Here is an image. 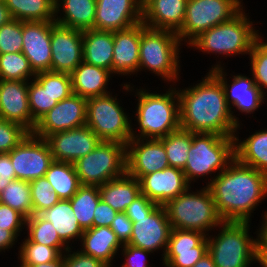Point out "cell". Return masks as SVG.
I'll list each match as a JSON object with an SVG mask.
<instances>
[{
    "mask_svg": "<svg viewBox=\"0 0 267 267\" xmlns=\"http://www.w3.org/2000/svg\"><path fill=\"white\" fill-rule=\"evenodd\" d=\"M28 98L30 113L35 122L57 104L55 98H53L35 79L29 81Z\"/></svg>",
    "mask_w": 267,
    "mask_h": 267,
    "instance_id": "43",
    "label": "cell"
},
{
    "mask_svg": "<svg viewBox=\"0 0 267 267\" xmlns=\"http://www.w3.org/2000/svg\"><path fill=\"white\" fill-rule=\"evenodd\" d=\"M80 252L100 260L108 267L114 266V258L123 244L108 226L92 227L83 231Z\"/></svg>",
    "mask_w": 267,
    "mask_h": 267,
    "instance_id": "26",
    "label": "cell"
},
{
    "mask_svg": "<svg viewBox=\"0 0 267 267\" xmlns=\"http://www.w3.org/2000/svg\"><path fill=\"white\" fill-rule=\"evenodd\" d=\"M0 203L8 205L21 213L26 219L33 215L30 183L23 180H12L1 192Z\"/></svg>",
    "mask_w": 267,
    "mask_h": 267,
    "instance_id": "38",
    "label": "cell"
},
{
    "mask_svg": "<svg viewBox=\"0 0 267 267\" xmlns=\"http://www.w3.org/2000/svg\"><path fill=\"white\" fill-rule=\"evenodd\" d=\"M19 267H63V254L55 261L48 263H40L31 266H19Z\"/></svg>",
    "mask_w": 267,
    "mask_h": 267,
    "instance_id": "59",
    "label": "cell"
},
{
    "mask_svg": "<svg viewBox=\"0 0 267 267\" xmlns=\"http://www.w3.org/2000/svg\"><path fill=\"white\" fill-rule=\"evenodd\" d=\"M251 222L224 221L217 236L207 235L208 253L216 267H251L255 264L257 238L250 235Z\"/></svg>",
    "mask_w": 267,
    "mask_h": 267,
    "instance_id": "8",
    "label": "cell"
},
{
    "mask_svg": "<svg viewBox=\"0 0 267 267\" xmlns=\"http://www.w3.org/2000/svg\"><path fill=\"white\" fill-rule=\"evenodd\" d=\"M81 185L101 186L126 173V145L100 141L93 151L74 162Z\"/></svg>",
    "mask_w": 267,
    "mask_h": 267,
    "instance_id": "10",
    "label": "cell"
},
{
    "mask_svg": "<svg viewBox=\"0 0 267 267\" xmlns=\"http://www.w3.org/2000/svg\"><path fill=\"white\" fill-rule=\"evenodd\" d=\"M250 69L255 84L265 92L267 90V45L259 38L249 53Z\"/></svg>",
    "mask_w": 267,
    "mask_h": 267,
    "instance_id": "44",
    "label": "cell"
},
{
    "mask_svg": "<svg viewBox=\"0 0 267 267\" xmlns=\"http://www.w3.org/2000/svg\"><path fill=\"white\" fill-rule=\"evenodd\" d=\"M109 70L82 61L71 73L73 94L89 99L110 93L108 84L112 79Z\"/></svg>",
    "mask_w": 267,
    "mask_h": 267,
    "instance_id": "27",
    "label": "cell"
},
{
    "mask_svg": "<svg viewBox=\"0 0 267 267\" xmlns=\"http://www.w3.org/2000/svg\"><path fill=\"white\" fill-rule=\"evenodd\" d=\"M234 159V136L192 132V145L188 151V159L183 172L190 186L197 179L203 177V180L204 177L210 175V179L208 177L206 179V186H208ZM212 174L214 176L211 177Z\"/></svg>",
    "mask_w": 267,
    "mask_h": 267,
    "instance_id": "5",
    "label": "cell"
},
{
    "mask_svg": "<svg viewBox=\"0 0 267 267\" xmlns=\"http://www.w3.org/2000/svg\"><path fill=\"white\" fill-rule=\"evenodd\" d=\"M26 218L8 205L0 203V228L10 230L17 238L25 229ZM23 229V230H22Z\"/></svg>",
    "mask_w": 267,
    "mask_h": 267,
    "instance_id": "47",
    "label": "cell"
},
{
    "mask_svg": "<svg viewBox=\"0 0 267 267\" xmlns=\"http://www.w3.org/2000/svg\"><path fill=\"white\" fill-rule=\"evenodd\" d=\"M54 161L74 163L100 143V139L87 125L48 135Z\"/></svg>",
    "mask_w": 267,
    "mask_h": 267,
    "instance_id": "18",
    "label": "cell"
},
{
    "mask_svg": "<svg viewBox=\"0 0 267 267\" xmlns=\"http://www.w3.org/2000/svg\"><path fill=\"white\" fill-rule=\"evenodd\" d=\"M266 93H267V90L264 92L265 99L267 100V97H266L267 94Z\"/></svg>",
    "mask_w": 267,
    "mask_h": 267,
    "instance_id": "62",
    "label": "cell"
},
{
    "mask_svg": "<svg viewBox=\"0 0 267 267\" xmlns=\"http://www.w3.org/2000/svg\"><path fill=\"white\" fill-rule=\"evenodd\" d=\"M55 21H22V53L35 73L51 71V29Z\"/></svg>",
    "mask_w": 267,
    "mask_h": 267,
    "instance_id": "20",
    "label": "cell"
},
{
    "mask_svg": "<svg viewBox=\"0 0 267 267\" xmlns=\"http://www.w3.org/2000/svg\"><path fill=\"white\" fill-rule=\"evenodd\" d=\"M16 179L32 181L44 177L54 159L48 142L29 133L9 153Z\"/></svg>",
    "mask_w": 267,
    "mask_h": 267,
    "instance_id": "13",
    "label": "cell"
},
{
    "mask_svg": "<svg viewBox=\"0 0 267 267\" xmlns=\"http://www.w3.org/2000/svg\"><path fill=\"white\" fill-rule=\"evenodd\" d=\"M261 217L262 225L256 231V238L264 247H267V211H265Z\"/></svg>",
    "mask_w": 267,
    "mask_h": 267,
    "instance_id": "56",
    "label": "cell"
},
{
    "mask_svg": "<svg viewBox=\"0 0 267 267\" xmlns=\"http://www.w3.org/2000/svg\"><path fill=\"white\" fill-rule=\"evenodd\" d=\"M188 0H149L142 6V23L152 29L177 32L183 25Z\"/></svg>",
    "mask_w": 267,
    "mask_h": 267,
    "instance_id": "25",
    "label": "cell"
},
{
    "mask_svg": "<svg viewBox=\"0 0 267 267\" xmlns=\"http://www.w3.org/2000/svg\"><path fill=\"white\" fill-rule=\"evenodd\" d=\"M29 183L33 215H37L42 211L51 208L60 200L45 176L32 180Z\"/></svg>",
    "mask_w": 267,
    "mask_h": 267,
    "instance_id": "42",
    "label": "cell"
},
{
    "mask_svg": "<svg viewBox=\"0 0 267 267\" xmlns=\"http://www.w3.org/2000/svg\"><path fill=\"white\" fill-rule=\"evenodd\" d=\"M12 19L9 10L7 9V7L5 6V3L2 2L0 3V27L3 24H6L7 22H9Z\"/></svg>",
    "mask_w": 267,
    "mask_h": 267,
    "instance_id": "57",
    "label": "cell"
},
{
    "mask_svg": "<svg viewBox=\"0 0 267 267\" xmlns=\"http://www.w3.org/2000/svg\"><path fill=\"white\" fill-rule=\"evenodd\" d=\"M140 22L130 28L114 31V47L111 74L114 76L136 77L139 69V48L142 29Z\"/></svg>",
    "mask_w": 267,
    "mask_h": 267,
    "instance_id": "24",
    "label": "cell"
},
{
    "mask_svg": "<svg viewBox=\"0 0 267 267\" xmlns=\"http://www.w3.org/2000/svg\"><path fill=\"white\" fill-rule=\"evenodd\" d=\"M245 7L232 19L216 25L192 40L187 46L204 54L223 55L229 58L236 55H249L253 44L259 39V30L250 21ZM248 14V15H247Z\"/></svg>",
    "mask_w": 267,
    "mask_h": 267,
    "instance_id": "4",
    "label": "cell"
},
{
    "mask_svg": "<svg viewBox=\"0 0 267 267\" xmlns=\"http://www.w3.org/2000/svg\"><path fill=\"white\" fill-rule=\"evenodd\" d=\"M18 238L7 229L0 228V252L1 254L6 250L9 251L10 248H13L16 245Z\"/></svg>",
    "mask_w": 267,
    "mask_h": 267,
    "instance_id": "54",
    "label": "cell"
},
{
    "mask_svg": "<svg viewBox=\"0 0 267 267\" xmlns=\"http://www.w3.org/2000/svg\"><path fill=\"white\" fill-rule=\"evenodd\" d=\"M22 239L18 249V266H31L57 260L69 247H49L32 242L27 236ZM24 240V241H23Z\"/></svg>",
    "mask_w": 267,
    "mask_h": 267,
    "instance_id": "37",
    "label": "cell"
},
{
    "mask_svg": "<svg viewBox=\"0 0 267 267\" xmlns=\"http://www.w3.org/2000/svg\"><path fill=\"white\" fill-rule=\"evenodd\" d=\"M121 85V89L127 91L124 94L134 92L137 98L134 112L136 113L134 123L137 125L131 123V139H160L181 128L179 98L174 85L164 90L165 93H157V91L153 93L143 87L135 90V85L132 86L130 82H124Z\"/></svg>",
    "mask_w": 267,
    "mask_h": 267,
    "instance_id": "3",
    "label": "cell"
},
{
    "mask_svg": "<svg viewBox=\"0 0 267 267\" xmlns=\"http://www.w3.org/2000/svg\"><path fill=\"white\" fill-rule=\"evenodd\" d=\"M141 6L146 4L149 0H136Z\"/></svg>",
    "mask_w": 267,
    "mask_h": 267,
    "instance_id": "60",
    "label": "cell"
},
{
    "mask_svg": "<svg viewBox=\"0 0 267 267\" xmlns=\"http://www.w3.org/2000/svg\"><path fill=\"white\" fill-rule=\"evenodd\" d=\"M114 32L89 29L83 31V61L111 72Z\"/></svg>",
    "mask_w": 267,
    "mask_h": 267,
    "instance_id": "30",
    "label": "cell"
},
{
    "mask_svg": "<svg viewBox=\"0 0 267 267\" xmlns=\"http://www.w3.org/2000/svg\"><path fill=\"white\" fill-rule=\"evenodd\" d=\"M139 184L141 194L158 205H165L190 187L183 170L171 166L142 176Z\"/></svg>",
    "mask_w": 267,
    "mask_h": 267,
    "instance_id": "23",
    "label": "cell"
},
{
    "mask_svg": "<svg viewBox=\"0 0 267 267\" xmlns=\"http://www.w3.org/2000/svg\"><path fill=\"white\" fill-rule=\"evenodd\" d=\"M193 267H216L212 257L207 252Z\"/></svg>",
    "mask_w": 267,
    "mask_h": 267,
    "instance_id": "58",
    "label": "cell"
},
{
    "mask_svg": "<svg viewBox=\"0 0 267 267\" xmlns=\"http://www.w3.org/2000/svg\"><path fill=\"white\" fill-rule=\"evenodd\" d=\"M70 247L63 254V267H108L103 262L92 256L85 255Z\"/></svg>",
    "mask_w": 267,
    "mask_h": 267,
    "instance_id": "49",
    "label": "cell"
},
{
    "mask_svg": "<svg viewBox=\"0 0 267 267\" xmlns=\"http://www.w3.org/2000/svg\"><path fill=\"white\" fill-rule=\"evenodd\" d=\"M22 21L11 19L0 27V54L22 52Z\"/></svg>",
    "mask_w": 267,
    "mask_h": 267,
    "instance_id": "45",
    "label": "cell"
},
{
    "mask_svg": "<svg viewBox=\"0 0 267 267\" xmlns=\"http://www.w3.org/2000/svg\"><path fill=\"white\" fill-rule=\"evenodd\" d=\"M12 19L23 22L55 21V0H4Z\"/></svg>",
    "mask_w": 267,
    "mask_h": 267,
    "instance_id": "33",
    "label": "cell"
},
{
    "mask_svg": "<svg viewBox=\"0 0 267 267\" xmlns=\"http://www.w3.org/2000/svg\"><path fill=\"white\" fill-rule=\"evenodd\" d=\"M133 222L132 234L127 244L151 251L163 250V259L172 230L164 205H158L148 216L129 218Z\"/></svg>",
    "mask_w": 267,
    "mask_h": 267,
    "instance_id": "14",
    "label": "cell"
},
{
    "mask_svg": "<svg viewBox=\"0 0 267 267\" xmlns=\"http://www.w3.org/2000/svg\"><path fill=\"white\" fill-rule=\"evenodd\" d=\"M55 5V23L80 31L95 29L96 0H55Z\"/></svg>",
    "mask_w": 267,
    "mask_h": 267,
    "instance_id": "28",
    "label": "cell"
},
{
    "mask_svg": "<svg viewBox=\"0 0 267 267\" xmlns=\"http://www.w3.org/2000/svg\"><path fill=\"white\" fill-rule=\"evenodd\" d=\"M242 1L188 0L183 25L176 32L179 41L187 46L202 32L229 21L245 7Z\"/></svg>",
    "mask_w": 267,
    "mask_h": 267,
    "instance_id": "11",
    "label": "cell"
},
{
    "mask_svg": "<svg viewBox=\"0 0 267 267\" xmlns=\"http://www.w3.org/2000/svg\"><path fill=\"white\" fill-rule=\"evenodd\" d=\"M117 213L111 206L100 199L94 211L93 227H110Z\"/></svg>",
    "mask_w": 267,
    "mask_h": 267,
    "instance_id": "52",
    "label": "cell"
},
{
    "mask_svg": "<svg viewBox=\"0 0 267 267\" xmlns=\"http://www.w3.org/2000/svg\"><path fill=\"white\" fill-rule=\"evenodd\" d=\"M142 22V6L136 0H96L95 30L118 31Z\"/></svg>",
    "mask_w": 267,
    "mask_h": 267,
    "instance_id": "22",
    "label": "cell"
},
{
    "mask_svg": "<svg viewBox=\"0 0 267 267\" xmlns=\"http://www.w3.org/2000/svg\"><path fill=\"white\" fill-rule=\"evenodd\" d=\"M259 33H260V34H259V38H260V39L263 41V43H264V44H266V45H267V40L265 41V40H264V37H263V36H261V32H259ZM262 37H263V38H262ZM264 41H265V42H264Z\"/></svg>",
    "mask_w": 267,
    "mask_h": 267,
    "instance_id": "61",
    "label": "cell"
},
{
    "mask_svg": "<svg viewBox=\"0 0 267 267\" xmlns=\"http://www.w3.org/2000/svg\"><path fill=\"white\" fill-rule=\"evenodd\" d=\"M108 93L87 99L86 125L101 141L127 144L131 140L129 113L124 111L117 96Z\"/></svg>",
    "mask_w": 267,
    "mask_h": 267,
    "instance_id": "9",
    "label": "cell"
},
{
    "mask_svg": "<svg viewBox=\"0 0 267 267\" xmlns=\"http://www.w3.org/2000/svg\"><path fill=\"white\" fill-rule=\"evenodd\" d=\"M110 228L116 233L120 242L126 244L129 242L132 234L133 222L127 217L125 212H118Z\"/></svg>",
    "mask_w": 267,
    "mask_h": 267,
    "instance_id": "51",
    "label": "cell"
},
{
    "mask_svg": "<svg viewBox=\"0 0 267 267\" xmlns=\"http://www.w3.org/2000/svg\"><path fill=\"white\" fill-rule=\"evenodd\" d=\"M160 140L164 145L169 166L184 170L192 145V132L180 128Z\"/></svg>",
    "mask_w": 267,
    "mask_h": 267,
    "instance_id": "36",
    "label": "cell"
},
{
    "mask_svg": "<svg viewBox=\"0 0 267 267\" xmlns=\"http://www.w3.org/2000/svg\"><path fill=\"white\" fill-rule=\"evenodd\" d=\"M181 45L176 32L145 26L141 34L138 72L147 70L168 85L170 82L175 85L180 80Z\"/></svg>",
    "mask_w": 267,
    "mask_h": 267,
    "instance_id": "6",
    "label": "cell"
},
{
    "mask_svg": "<svg viewBox=\"0 0 267 267\" xmlns=\"http://www.w3.org/2000/svg\"><path fill=\"white\" fill-rule=\"evenodd\" d=\"M234 135L235 158L242 164L255 168L267 175V128L251 133L244 140Z\"/></svg>",
    "mask_w": 267,
    "mask_h": 267,
    "instance_id": "31",
    "label": "cell"
},
{
    "mask_svg": "<svg viewBox=\"0 0 267 267\" xmlns=\"http://www.w3.org/2000/svg\"><path fill=\"white\" fill-rule=\"evenodd\" d=\"M177 89L182 129L193 133L235 135L238 125L231 115L224 87L211 71L200 83Z\"/></svg>",
    "mask_w": 267,
    "mask_h": 267,
    "instance_id": "1",
    "label": "cell"
},
{
    "mask_svg": "<svg viewBox=\"0 0 267 267\" xmlns=\"http://www.w3.org/2000/svg\"><path fill=\"white\" fill-rule=\"evenodd\" d=\"M121 256H123L124 262L120 267H153L152 264L147 260L148 254L151 255V251L144 250L132 246L130 244H123L121 248ZM151 265V266H150Z\"/></svg>",
    "mask_w": 267,
    "mask_h": 267,
    "instance_id": "48",
    "label": "cell"
},
{
    "mask_svg": "<svg viewBox=\"0 0 267 267\" xmlns=\"http://www.w3.org/2000/svg\"><path fill=\"white\" fill-rule=\"evenodd\" d=\"M169 167L160 139H131L126 144V172L138 180L147 174Z\"/></svg>",
    "mask_w": 267,
    "mask_h": 267,
    "instance_id": "16",
    "label": "cell"
},
{
    "mask_svg": "<svg viewBox=\"0 0 267 267\" xmlns=\"http://www.w3.org/2000/svg\"><path fill=\"white\" fill-rule=\"evenodd\" d=\"M51 71L71 73L83 61V31L55 24L51 29Z\"/></svg>",
    "mask_w": 267,
    "mask_h": 267,
    "instance_id": "19",
    "label": "cell"
},
{
    "mask_svg": "<svg viewBox=\"0 0 267 267\" xmlns=\"http://www.w3.org/2000/svg\"><path fill=\"white\" fill-rule=\"evenodd\" d=\"M101 199L99 186L81 185L70 199L72 210L83 230L93 227L95 208Z\"/></svg>",
    "mask_w": 267,
    "mask_h": 267,
    "instance_id": "35",
    "label": "cell"
},
{
    "mask_svg": "<svg viewBox=\"0 0 267 267\" xmlns=\"http://www.w3.org/2000/svg\"><path fill=\"white\" fill-rule=\"evenodd\" d=\"M87 99L72 94L57 104L37 122L34 135L46 138L48 135L86 125Z\"/></svg>",
    "mask_w": 267,
    "mask_h": 267,
    "instance_id": "15",
    "label": "cell"
},
{
    "mask_svg": "<svg viewBox=\"0 0 267 267\" xmlns=\"http://www.w3.org/2000/svg\"><path fill=\"white\" fill-rule=\"evenodd\" d=\"M207 187L224 221L251 222L267 197V175L235 158Z\"/></svg>",
    "mask_w": 267,
    "mask_h": 267,
    "instance_id": "2",
    "label": "cell"
},
{
    "mask_svg": "<svg viewBox=\"0 0 267 267\" xmlns=\"http://www.w3.org/2000/svg\"><path fill=\"white\" fill-rule=\"evenodd\" d=\"M45 178L60 200H70L81 186L74 163L53 161Z\"/></svg>",
    "mask_w": 267,
    "mask_h": 267,
    "instance_id": "34",
    "label": "cell"
},
{
    "mask_svg": "<svg viewBox=\"0 0 267 267\" xmlns=\"http://www.w3.org/2000/svg\"><path fill=\"white\" fill-rule=\"evenodd\" d=\"M255 263L261 267H267V247H264L258 240L255 244Z\"/></svg>",
    "mask_w": 267,
    "mask_h": 267,
    "instance_id": "55",
    "label": "cell"
},
{
    "mask_svg": "<svg viewBox=\"0 0 267 267\" xmlns=\"http://www.w3.org/2000/svg\"><path fill=\"white\" fill-rule=\"evenodd\" d=\"M170 199L165 205L168 220L173 229L191 230L210 235L224 220L219 215L210 189L207 186ZM210 231V232H209Z\"/></svg>",
    "mask_w": 267,
    "mask_h": 267,
    "instance_id": "7",
    "label": "cell"
},
{
    "mask_svg": "<svg viewBox=\"0 0 267 267\" xmlns=\"http://www.w3.org/2000/svg\"><path fill=\"white\" fill-rule=\"evenodd\" d=\"M218 60L215 65H212L209 68L211 71L222 83L225 91V97L228 106L230 107L231 115L238 125L236 131L241 130V124L239 117H236L232 109H237L241 113L253 114L255 111H258L264 101H266L264 92L255 84L254 78L249 77L251 75L243 74H234L230 81L227 79V72L224 70V64ZM222 64V65H221ZM229 80V83H228Z\"/></svg>",
    "mask_w": 267,
    "mask_h": 267,
    "instance_id": "12",
    "label": "cell"
},
{
    "mask_svg": "<svg viewBox=\"0 0 267 267\" xmlns=\"http://www.w3.org/2000/svg\"><path fill=\"white\" fill-rule=\"evenodd\" d=\"M36 73L22 52L0 54V79L30 81Z\"/></svg>",
    "mask_w": 267,
    "mask_h": 267,
    "instance_id": "39",
    "label": "cell"
},
{
    "mask_svg": "<svg viewBox=\"0 0 267 267\" xmlns=\"http://www.w3.org/2000/svg\"><path fill=\"white\" fill-rule=\"evenodd\" d=\"M208 252L207 236L191 230H171L164 267H193Z\"/></svg>",
    "mask_w": 267,
    "mask_h": 267,
    "instance_id": "17",
    "label": "cell"
},
{
    "mask_svg": "<svg viewBox=\"0 0 267 267\" xmlns=\"http://www.w3.org/2000/svg\"><path fill=\"white\" fill-rule=\"evenodd\" d=\"M13 164L8 153H0V178L1 191L12 181L16 179Z\"/></svg>",
    "mask_w": 267,
    "mask_h": 267,
    "instance_id": "53",
    "label": "cell"
},
{
    "mask_svg": "<svg viewBox=\"0 0 267 267\" xmlns=\"http://www.w3.org/2000/svg\"><path fill=\"white\" fill-rule=\"evenodd\" d=\"M25 229L27 237L32 242L49 247H68L58 236L53 224L43 219L39 214L26 219Z\"/></svg>",
    "mask_w": 267,
    "mask_h": 267,
    "instance_id": "40",
    "label": "cell"
},
{
    "mask_svg": "<svg viewBox=\"0 0 267 267\" xmlns=\"http://www.w3.org/2000/svg\"><path fill=\"white\" fill-rule=\"evenodd\" d=\"M157 206V203L141 194L127 207L125 214L128 218H141L148 216Z\"/></svg>",
    "mask_w": 267,
    "mask_h": 267,
    "instance_id": "50",
    "label": "cell"
},
{
    "mask_svg": "<svg viewBox=\"0 0 267 267\" xmlns=\"http://www.w3.org/2000/svg\"><path fill=\"white\" fill-rule=\"evenodd\" d=\"M29 81L0 79V118L22 125L30 133L36 127L28 98Z\"/></svg>",
    "mask_w": 267,
    "mask_h": 267,
    "instance_id": "21",
    "label": "cell"
},
{
    "mask_svg": "<svg viewBox=\"0 0 267 267\" xmlns=\"http://www.w3.org/2000/svg\"><path fill=\"white\" fill-rule=\"evenodd\" d=\"M101 200L117 212H125L127 207L141 195L139 180L127 172L99 186Z\"/></svg>",
    "mask_w": 267,
    "mask_h": 267,
    "instance_id": "29",
    "label": "cell"
},
{
    "mask_svg": "<svg viewBox=\"0 0 267 267\" xmlns=\"http://www.w3.org/2000/svg\"><path fill=\"white\" fill-rule=\"evenodd\" d=\"M29 133L22 125L0 118V153H9Z\"/></svg>",
    "mask_w": 267,
    "mask_h": 267,
    "instance_id": "46",
    "label": "cell"
},
{
    "mask_svg": "<svg viewBox=\"0 0 267 267\" xmlns=\"http://www.w3.org/2000/svg\"><path fill=\"white\" fill-rule=\"evenodd\" d=\"M34 79L46 89L57 102L73 94L69 73L43 71L36 73Z\"/></svg>",
    "mask_w": 267,
    "mask_h": 267,
    "instance_id": "41",
    "label": "cell"
},
{
    "mask_svg": "<svg viewBox=\"0 0 267 267\" xmlns=\"http://www.w3.org/2000/svg\"><path fill=\"white\" fill-rule=\"evenodd\" d=\"M39 215L53 224L58 236L69 248L72 247L71 245L74 241H80L84 230L76 219L70 200H59L51 208L42 211Z\"/></svg>",
    "mask_w": 267,
    "mask_h": 267,
    "instance_id": "32",
    "label": "cell"
}]
</instances>
